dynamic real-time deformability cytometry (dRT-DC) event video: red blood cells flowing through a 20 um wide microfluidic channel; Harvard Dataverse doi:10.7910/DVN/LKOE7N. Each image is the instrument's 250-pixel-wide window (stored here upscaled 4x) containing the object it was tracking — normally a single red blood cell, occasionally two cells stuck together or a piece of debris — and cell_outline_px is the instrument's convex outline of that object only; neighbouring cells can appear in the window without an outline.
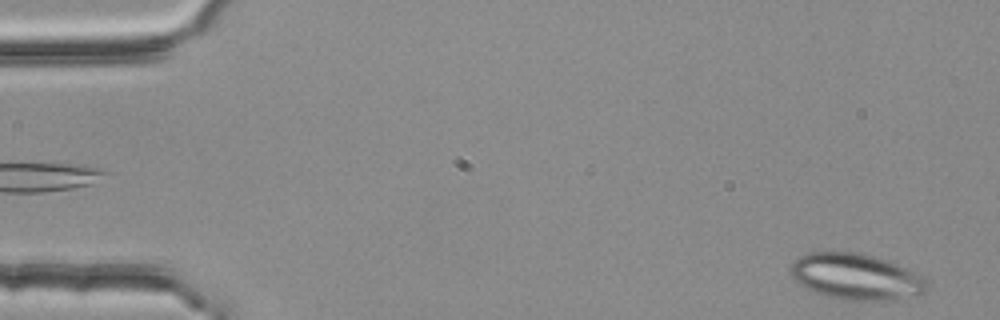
{"species": "common noctule bat (a hibernating species)", "species_latin": "Nyctalus noctula", "temperature_condition": "room temperature", "stored_images_in_passage": 5, "segment_of_instrument_passage": [2, 2], "camera_frame_rate_fps": 3000, "um_per_image_px": 0.085, "animal": {"sex": "female", "body_mass_g": 25.1}, "frame": {"image": 1, "passage_image": 5, "time_ms": 1.333, "image_size_px": [1000, 320], "cell_outline_px": [[928, 284], [924, 292], [916, 296], [892, 300], [848, 300], [828, 296], [804, 288], [792, 276], [792, 264], [800, 256], [812, 252], [860, 252], [896, 264], [924, 276]], "centroid_in_image_um": [72.79, 23.52], "position_along_channel_um": 12.2, "area_um2": 36.24}}